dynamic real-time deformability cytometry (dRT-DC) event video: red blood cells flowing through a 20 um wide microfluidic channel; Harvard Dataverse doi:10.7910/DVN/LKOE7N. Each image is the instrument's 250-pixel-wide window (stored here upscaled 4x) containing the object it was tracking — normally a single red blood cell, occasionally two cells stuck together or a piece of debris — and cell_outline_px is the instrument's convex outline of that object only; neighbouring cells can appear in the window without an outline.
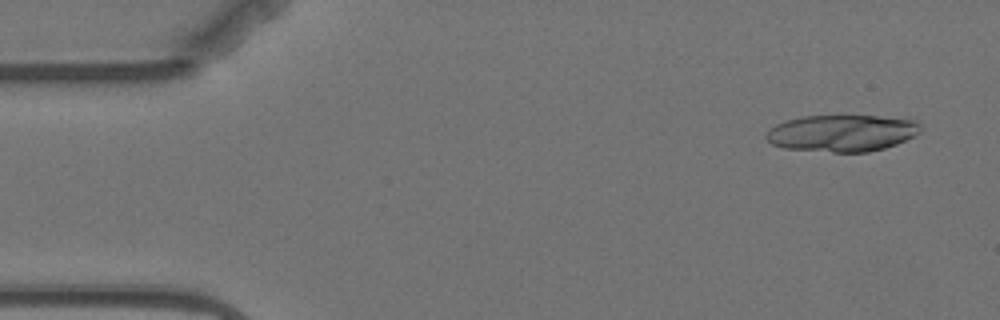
{"species": "Egyptian fruit bat (a non-hibernating species)", "species_latin": "Rousettus aegyptiacus", "temperature_condition": "warm", "stored_images_in_passage": 4, "camera_frame_rate_fps": 3000, "um_per_image_px": 0.085, "animal": {"sex": "female"}, "frame": {"image": 1, "passage_image": 1, "time_ms": 0.0, "image_size_px": [1000, 320], "cell_outline_px": [[920, 132], [896, 144], [884, 148], [868, 152], [832, 152], [784, 148], [772, 144], [764, 136], [776, 124], [784, 120], [800, 116], [876, 116], [916, 120], [920, 124]], "centroid_in_image_um": [71.54, 11.31], "position_along_channel_um": 13.5, "area_um2": 32.95}}